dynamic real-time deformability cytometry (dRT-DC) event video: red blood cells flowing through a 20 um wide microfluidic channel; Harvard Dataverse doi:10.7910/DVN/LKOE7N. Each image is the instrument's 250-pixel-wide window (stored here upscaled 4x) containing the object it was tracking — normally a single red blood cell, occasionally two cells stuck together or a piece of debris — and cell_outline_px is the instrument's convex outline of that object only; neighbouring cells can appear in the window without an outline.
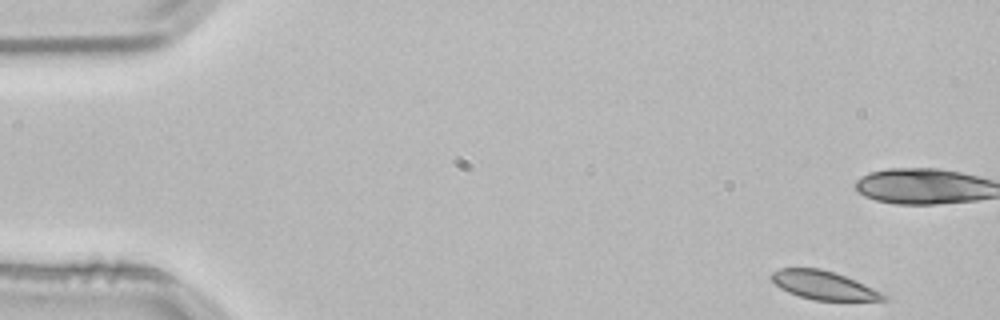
{"species": "common noctule bat (a hibernating species)", "species_latin": "Nyctalus noctula", "temperature_condition": "room temperature", "stored_images_in_passage": 52, "camera_frame_rate_fps": 3000, "um_per_image_px": 0.085, "animal": {"sex": "male", "body_mass_g": 21.5, "forearm_length_mm": 52.0}, "frame": {"image": 1, "passage_image": 1, "time_ms": 0.0, "image_size_px": [1000, 320], "cell_outline_px": [[888, 300], [812, 300], [788, 292], [780, 288], [768, 276], [772, 272], [780, 268], [820, 268], [856, 280], [888, 296]], "centroid_in_image_um": [69.97, 24.24], "position_along_channel_um": 15.0, "area_um2": 18.44}, "authors_computed_cell_mechanics": {"area_um2": 19.1318, "velocity_mm_per_s": 3.7699, "shape_relaxation_time_tau1_ms": 2.5134, "shape_relaxation_time_tau2_ms": 2.8359, "deformation_change_tau1": 0.0564, "deformation_change_tau2": 0.0523}}